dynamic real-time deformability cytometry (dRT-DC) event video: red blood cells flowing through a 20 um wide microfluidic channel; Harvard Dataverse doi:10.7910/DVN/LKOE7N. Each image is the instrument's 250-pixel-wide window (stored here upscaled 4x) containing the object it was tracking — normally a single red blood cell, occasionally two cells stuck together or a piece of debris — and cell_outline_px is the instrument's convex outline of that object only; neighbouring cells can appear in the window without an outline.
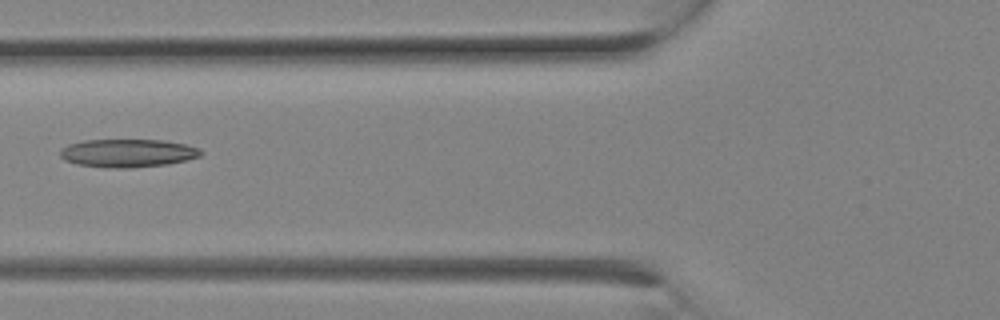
{"species": "Egyptian fruit bat (a non-hibernating species)", "species_latin": "Rousettus aegyptiacus", "temperature_condition": "room temperature", "stored_images_in_passage": 4, "camera_frame_rate_fps": 3000, "um_per_image_px": 0.085, "animal": {"sex": "female"}, "frame": {"image": 1, "passage_image": 4, "time_ms": 1.0, "image_size_px": [1000, 320], "cell_outline_px": [[204, 152], [200, 156], [168, 164], [128, 168], [108, 168], [76, 164], [64, 160], [60, 156], [60, 148], [68, 144], [84, 140], [164, 140], [184, 144], [200, 148]], "centroid_in_image_um": [10.83, 13.01], "position_along_channel_um": 115.0, "area_um2": 23.18}}